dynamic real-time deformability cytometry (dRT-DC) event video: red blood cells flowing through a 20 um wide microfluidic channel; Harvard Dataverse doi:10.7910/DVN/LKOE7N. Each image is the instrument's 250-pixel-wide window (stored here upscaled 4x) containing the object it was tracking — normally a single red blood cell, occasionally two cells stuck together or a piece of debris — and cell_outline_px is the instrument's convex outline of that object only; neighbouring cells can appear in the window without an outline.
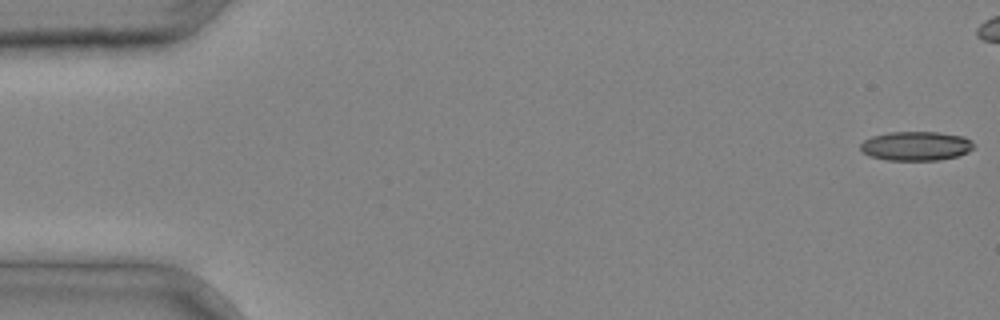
{"species": "common noctule bat (a hibernating species)", "species_latin": "Nyctalus noctula", "temperature_condition": "cold", "stored_images_in_passage": 3, "camera_frame_rate_fps": 3000, "um_per_image_px": 0.085, "animal": {"sex": "male", "body_mass_g": 20.4}, "frame": {"image": 1, "passage_image": 1, "time_ms": 0.0, "image_size_px": [1000, 320], "cell_outline_px": [[972, 148], [968, 152], [956, 156], [940, 160], [884, 160], [868, 156], [860, 148], [860, 144], [864, 140], [872, 136], [888, 132], [940, 132], [964, 136], [972, 140]], "centroid_in_image_um": [77.84, 12.41], "position_along_channel_um": 7.2, "area_um2": 19.36}}